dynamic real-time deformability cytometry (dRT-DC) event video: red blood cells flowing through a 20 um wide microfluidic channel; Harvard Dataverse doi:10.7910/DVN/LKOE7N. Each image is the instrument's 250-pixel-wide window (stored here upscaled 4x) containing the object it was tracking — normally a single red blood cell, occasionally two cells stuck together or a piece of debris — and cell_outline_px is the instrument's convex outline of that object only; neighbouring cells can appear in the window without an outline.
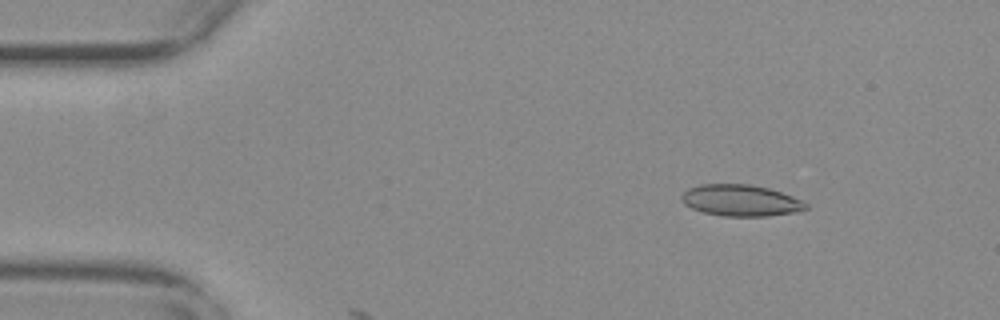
{"species": "common noctule bat (a hibernating species)", "species_latin": "Nyctalus noctula", "temperature_condition": "warm", "stored_images_in_passage": 10, "camera_frame_rate_fps": 3000, "um_per_image_px": 0.085, "animal": {"sex": "female", "body_mass_g": 29.2, "forearm_length_mm": 56.3}, "frame": {"image": 1, "passage_image": 8, "time_ms": 2.333, "image_size_px": [1000, 320], "cell_outline_px": [[808, 208], [800, 212], [768, 216], [720, 216], [704, 212], [692, 208], [684, 204], [680, 200], [680, 196], [688, 188], [700, 184], [748, 184], [768, 188], [792, 196], [808, 204]], "centroid_in_image_um": [62.95, 17.04], "position_along_channel_um": 22.0, "area_um2": 22.89}}